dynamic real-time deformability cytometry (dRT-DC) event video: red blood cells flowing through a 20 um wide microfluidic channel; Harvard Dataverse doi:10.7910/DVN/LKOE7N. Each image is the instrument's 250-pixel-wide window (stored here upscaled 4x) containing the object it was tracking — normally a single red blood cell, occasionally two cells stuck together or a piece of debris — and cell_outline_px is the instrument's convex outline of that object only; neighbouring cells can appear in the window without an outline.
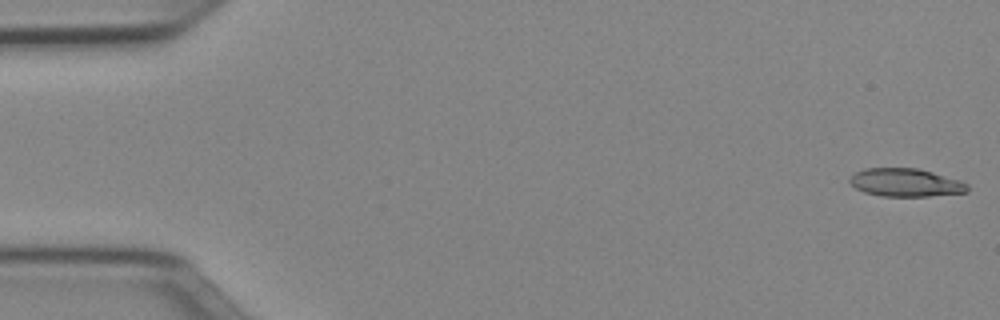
{"species": "Egyptian fruit bat (a non-hibernating species)", "species_latin": "Rousettus aegyptiacus", "temperature_condition": "cold", "stored_images_in_passage": 13, "camera_frame_rate_fps": 3000, "um_per_image_px": 0.085, "animal": {"sex": "female"}, "frame": {"image": 1, "passage_image": 1, "time_ms": 0.0, "image_size_px": [1000, 320], "cell_outline_px": [[968, 192], [928, 196], [880, 196], [864, 192], [856, 188], [848, 180], [856, 172], [864, 168], [916, 168], [932, 172], [960, 180], [968, 184]], "centroid_in_image_um": [76.98, 15.52], "position_along_channel_um": 8.0, "area_um2": 19.19}}
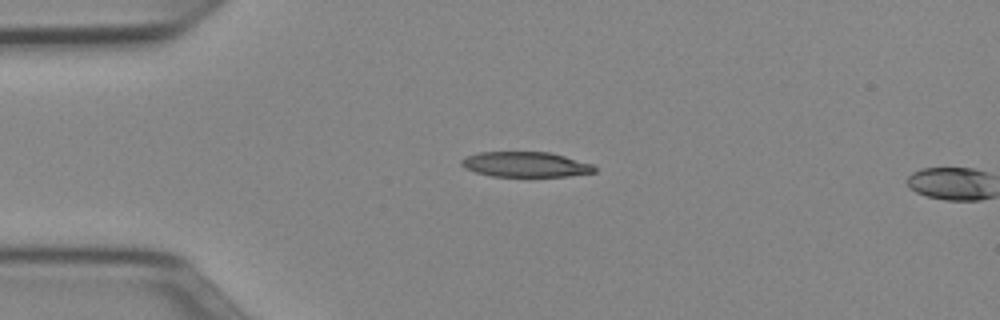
{"frame": {"image": 2, "passage_image": 12, "time_ms": 3.667, "image_size_px": [1000, 320], "cell_outline_px": [[596, 172], [568, 176], [492, 176], [476, 172], [464, 168], [460, 164], [460, 160], [468, 156], [480, 152], [548, 152], [564, 156], [592, 164], [596, 168]], "centroid_in_image_um": [44.66, 13.98], "position_along_channel_um": 40.3, "area_um2": 19.36}}